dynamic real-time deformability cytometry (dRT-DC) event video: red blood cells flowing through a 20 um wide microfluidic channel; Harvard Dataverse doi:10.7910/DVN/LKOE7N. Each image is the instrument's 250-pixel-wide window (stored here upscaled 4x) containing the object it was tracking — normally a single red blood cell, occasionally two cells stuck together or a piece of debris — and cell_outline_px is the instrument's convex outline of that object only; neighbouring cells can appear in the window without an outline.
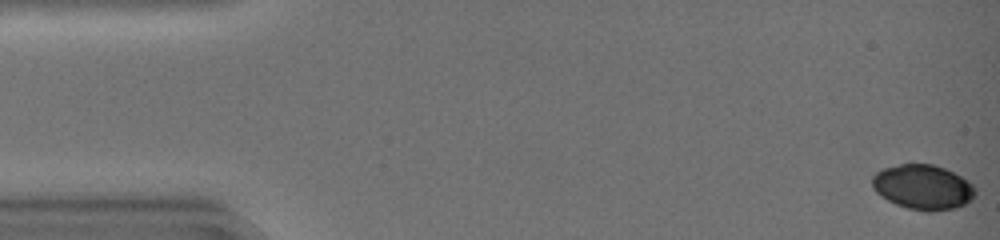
{"species": "common noctule bat (a hibernating species)", "species_latin": "Nyctalus noctula", "temperature_condition": "warm", "stored_images_in_passage": 47, "camera_frame_rate_fps": 3000, "um_per_image_px": 0.085, "animal": {"sex": "female", "body_mass_g": 19.0, "forearm_length_mm": 51.5}, "frame": {"image": 1, "passage_image": 1, "time_ms": 0.0, "image_size_px": [1000, 240], "cell_outline_px": [[972, 196], [964, 204], [956, 208], [932, 212], [924, 212], [908, 208], [896, 204], [888, 200], [872, 184], [872, 176], [876, 172], [884, 168], [900, 164], [932, 164], [944, 168], [960, 176], [972, 188]], "centroid_in_image_um": [78.4, 15.91], "position_along_channel_um": 6.6, "area_um2": 26.13}}
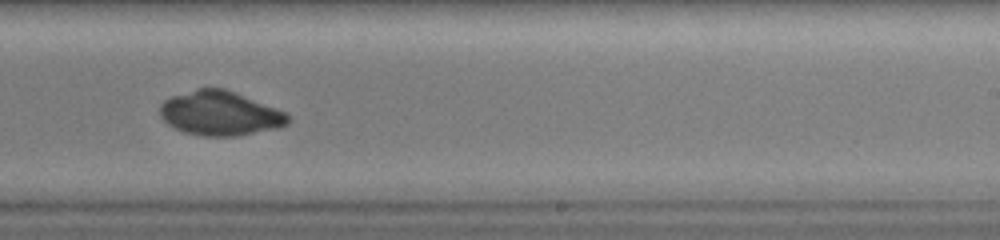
{"frame": {"image": 2, "passage_image": 30, "time_ms": 9.667, "image_size_px": [1000, 240], "cell_outline_px": [[288, 124], [280, 128], [236, 136], [200, 136], [184, 132], [176, 128], [164, 120], [160, 116], [160, 104], [164, 100], [172, 96], [196, 88], [224, 88], [284, 112], [288, 116]], "centroid_in_image_um": [18.67, 9.64], "position_along_channel_um": 270.3, "area_um2": 32.77}}
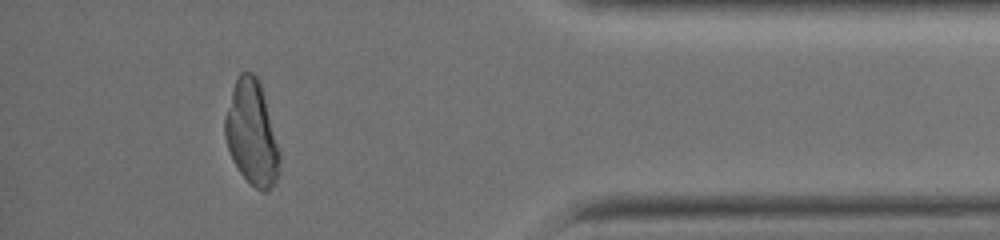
{"frame": {"image": 3, "passage_image": 42, "time_ms": 13.667, "image_size_px": [1000, 240], "cell_outline_px": [[280, 172], [276, 180], [264, 192], [260, 192], [240, 172], [232, 160], [224, 136], [224, 116], [236, 80], [240, 72], [252, 72], [256, 76], [260, 84], [280, 152]], "centroid_in_image_um": [21.39, 11.34], "position_along_channel_um": 413.8, "area_um2": 32.77}}